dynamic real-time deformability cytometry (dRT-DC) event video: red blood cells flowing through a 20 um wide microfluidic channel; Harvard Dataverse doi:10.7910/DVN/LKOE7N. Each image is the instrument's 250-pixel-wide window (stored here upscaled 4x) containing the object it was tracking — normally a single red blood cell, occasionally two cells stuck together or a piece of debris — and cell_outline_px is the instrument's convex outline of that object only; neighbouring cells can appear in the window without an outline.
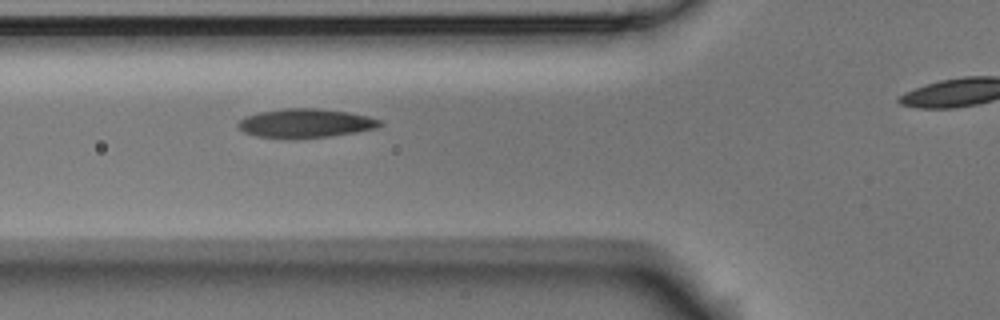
{"species": "Egyptian fruit bat (a non-hibernating species)", "species_latin": "Rousettus aegyptiacus", "temperature_condition": "room temperature", "stored_images_in_passage": 3, "segment_of_instrument_passage": [1, 2], "camera_frame_rate_fps": 3000, "um_per_image_px": 0.085, "animal": {"sex": "male"}, "frame": {"image": 1, "passage_image": 2, "time_ms": 0.333, "image_size_px": [1000, 320], "cell_outline_px": [[384, 124], [376, 128], [356, 132], [332, 136], [296, 140], [284, 140], [256, 136], [244, 132], [236, 124], [244, 116], [260, 112], [284, 108], [320, 108], [348, 112], [368, 116], [380, 120]], "centroid_in_image_um": [25.94, 10.5], "position_along_channel_um": 99.9, "area_um2": 24.51}}